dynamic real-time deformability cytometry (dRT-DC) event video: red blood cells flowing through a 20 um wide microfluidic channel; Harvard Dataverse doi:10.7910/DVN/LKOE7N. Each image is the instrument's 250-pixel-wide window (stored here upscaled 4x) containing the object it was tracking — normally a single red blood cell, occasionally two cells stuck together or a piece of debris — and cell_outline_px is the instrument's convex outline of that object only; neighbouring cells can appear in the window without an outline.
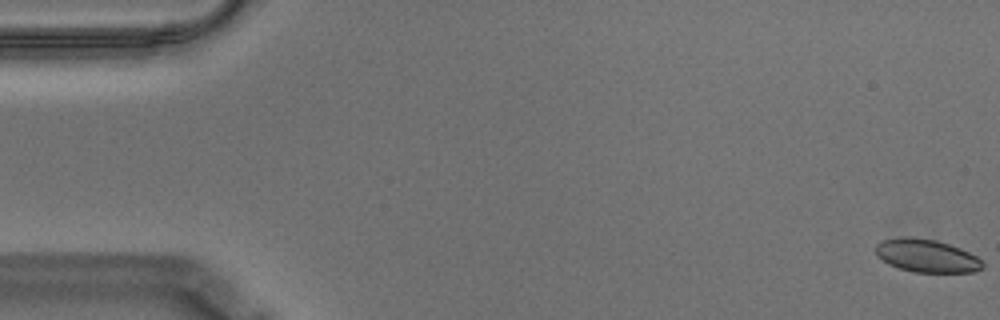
{"species": "Egyptian fruit bat (a non-hibernating species)", "species_latin": "Rousettus aegyptiacus", "temperature_condition": "warm", "stored_images_in_passage": 58, "camera_frame_rate_fps": 3000, "um_per_image_px": 0.085, "animal": {"sex": "male"}, "frame": {"image": 1, "passage_image": 1, "time_ms": 0.0, "image_size_px": [1000, 320], "cell_outline_px": [[984, 268], [976, 272], [916, 272], [900, 268], [888, 264], [876, 256], [876, 244], [880, 240], [900, 236], [912, 236], [936, 240], [960, 248], [976, 256], [984, 264]], "centroid_in_image_um": [78.73, 21.72], "position_along_channel_um": 6.3, "area_um2": 20.75}}
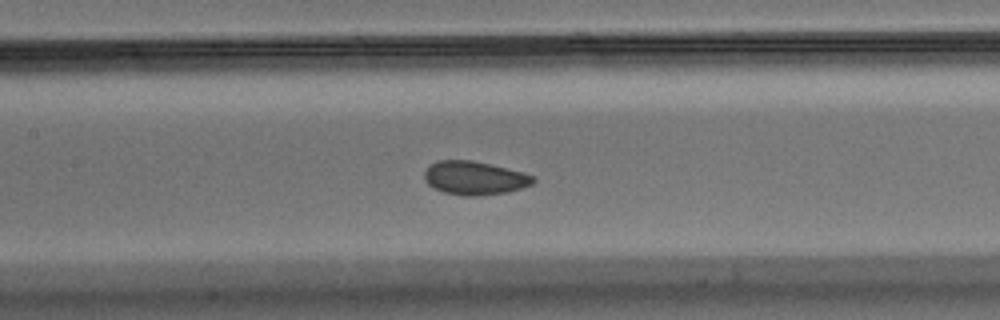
{"frame": {"image": 2, "passage_image": 27, "time_ms": 8.667, "image_size_px": [1000, 320], "cell_outline_px": [[536, 180], [532, 184], [508, 192], [480, 196], [464, 196], [444, 192], [428, 184], [424, 180], [424, 172], [428, 164], [436, 160], [472, 160], [524, 172], [536, 176]], "centroid_in_image_um": [40.33, 15.12], "position_along_channel_um": 167.1, "area_um2": 21.5}}
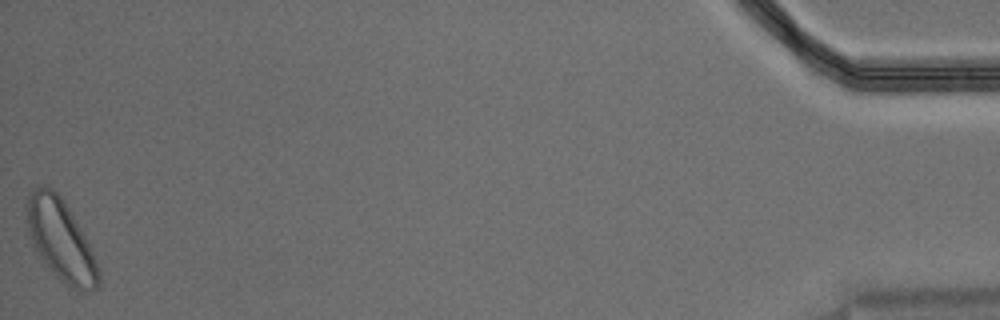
{"frame": {"image": 3, "passage_image": 58, "time_ms": 19.0, "image_size_px": [1000, 320], "cell_outline_px": [[100, 284], [96, 288], [72, 288], [52, 272], [36, 248], [32, 240], [28, 228], [28, 192], [32, 188], [52, 188], [64, 200], [84, 236], [92, 252], [100, 272]], "centroid_in_image_um": [5.18, 20.38], "position_along_channel_um": 430.0, "area_um2": 32.31}, "authors_computed_cell_mechanics": {"area_um2": 21.6172, "velocity_mm_per_s": 3.4943, "shape_relaxation_time_tau1_ms": 2.0327, "shape_relaxation_time_tau2_ms": 1.9071, "deformation_change_tau1": 0.0729, "deformation_change_tau2": 0.0741}}